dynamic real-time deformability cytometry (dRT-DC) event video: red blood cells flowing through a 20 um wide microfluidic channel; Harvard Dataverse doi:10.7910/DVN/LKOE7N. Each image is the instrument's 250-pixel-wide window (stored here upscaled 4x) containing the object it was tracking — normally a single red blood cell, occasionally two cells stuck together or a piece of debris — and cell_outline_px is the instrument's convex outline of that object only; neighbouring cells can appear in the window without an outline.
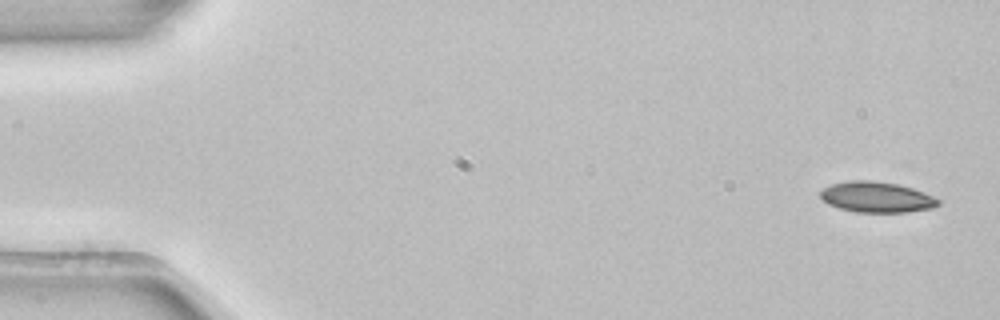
{"species": "common noctule bat (a hibernating species)", "species_latin": "Nyctalus noctula", "temperature_condition": "room temperature", "stored_images_in_passage": 3, "camera_frame_rate_fps": 3000, "um_per_image_px": 0.085, "animal": {"sex": "female", "body_mass_g": 22.7, "forearm_length_mm": 54.2}, "frame": {"image": 1, "passage_image": 1, "time_ms": 0.0, "image_size_px": [1000, 320], "cell_outline_px": [[940, 204], [932, 208], [908, 212], [856, 212], [840, 208], [828, 204], [820, 196], [820, 192], [824, 188], [832, 184], [852, 180], [872, 180], [900, 184], [924, 192], [940, 200]], "centroid_in_image_um": [74.54, 16.75], "position_along_channel_um": 10.5, "area_um2": 21.04}}